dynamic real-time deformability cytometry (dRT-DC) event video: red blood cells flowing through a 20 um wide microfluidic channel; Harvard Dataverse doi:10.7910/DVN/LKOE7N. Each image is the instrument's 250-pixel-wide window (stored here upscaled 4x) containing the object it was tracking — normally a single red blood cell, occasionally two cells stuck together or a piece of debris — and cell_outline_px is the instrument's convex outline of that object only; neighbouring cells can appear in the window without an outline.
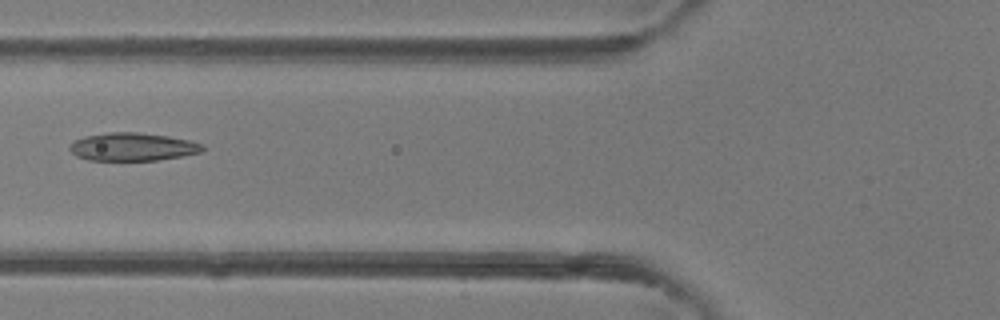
{"species": "common noctule bat (a hibernating species)", "species_latin": "Nyctalus noctula", "temperature_condition": "room temperature", "stored_images_in_passage": 5, "camera_frame_rate_fps": 3000, "um_per_image_px": 0.085, "animal": {"sex": "female"}, "frame": {"image": 1, "passage_image": 5, "time_ms": 4.667, "image_size_px": [1000, 320], "cell_outline_px": [[204, 148], [200, 152], [180, 156], [156, 160], [88, 160], [76, 156], [68, 148], [72, 140], [84, 136], [108, 132], [136, 132], [168, 136], [188, 140], [204, 144]], "centroid_in_image_um": [11.21, 12.47], "position_along_channel_um": 114.6, "area_um2": 21.68}}